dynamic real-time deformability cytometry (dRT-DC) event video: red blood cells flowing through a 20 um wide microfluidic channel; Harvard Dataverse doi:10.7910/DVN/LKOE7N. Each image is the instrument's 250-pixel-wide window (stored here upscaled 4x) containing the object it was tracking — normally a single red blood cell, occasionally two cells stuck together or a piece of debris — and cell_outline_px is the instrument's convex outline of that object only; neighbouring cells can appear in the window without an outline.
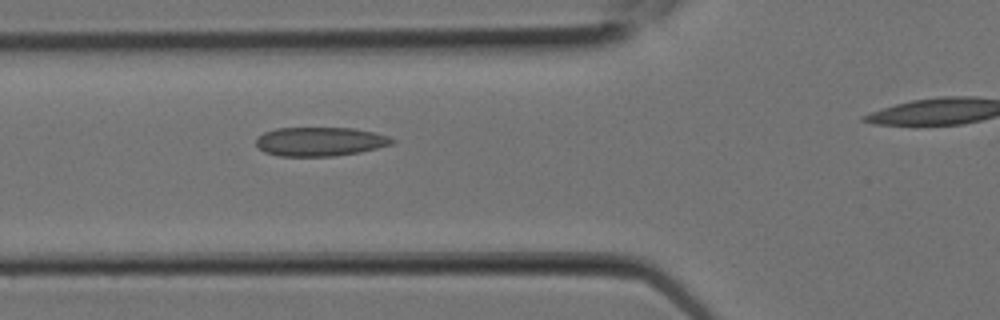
{"species": "Egyptian fruit bat (a non-hibernating species)", "species_latin": "Rousettus aegyptiacus", "temperature_condition": "room temperature", "stored_images_in_passage": 5, "segment_of_instrument_passage": [1, 2], "camera_frame_rate_fps": 3000, "um_per_image_px": 0.085, "animal": {"sex": "female"}, "frame": {"image": 1, "passage_image": 4, "time_ms": 1.0, "image_size_px": [1000, 320], "cell_outline_px": [[396, 140], [392, 144], [360, 152], [332, 156], [280, 156], [264, 152], [256, 144], [256, 136], [264, 132], [276, 128], [352, 128], [372, 132], [388, 136]], "centroid_in_image_um": [27.17, 12.03], "position_along_channel_um": 98.6, "area_um2": 22.89}}